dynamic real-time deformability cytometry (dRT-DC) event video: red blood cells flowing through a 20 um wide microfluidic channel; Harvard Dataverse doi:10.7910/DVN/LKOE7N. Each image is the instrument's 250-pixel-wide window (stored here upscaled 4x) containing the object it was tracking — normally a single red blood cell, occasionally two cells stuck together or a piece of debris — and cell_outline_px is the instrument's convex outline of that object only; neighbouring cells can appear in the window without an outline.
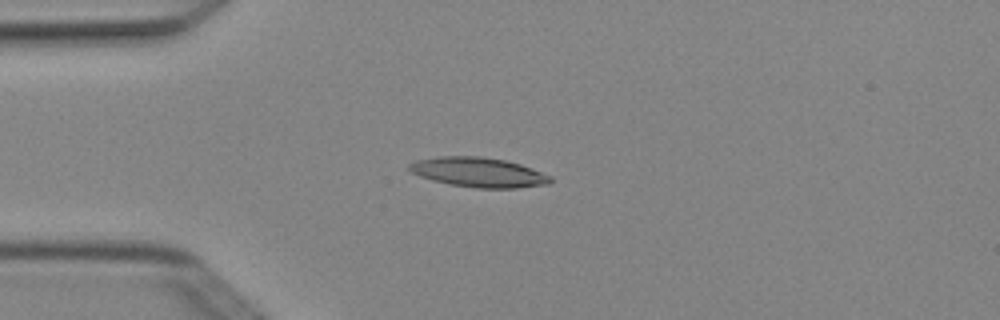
{"species": "Egyptian fruit bat (a non-hibernating species)", "species_latin": "Rousettus aegyptiacus", "temperature_condition": "cold", "stored_images_in_passage": 4, "camera_frame_rate_fps": 3000, "um_per_image_px": 0.085, "animal": {"sex": "female"}, "frame": {"image": 1, "passage_image": 4, "time_ms": 1.0, "image_size_px": [1000, 320], "cell_outline_px": [[552, 180], [548, 184], [516, 188], [476, 188], [448, 184], [432, 180], [420, 176], [412, 172], [408, 168], [408, 164], [416, 160], [440, 156], [480, 156], [504, 160], [520, 164], [532, 168], [552, 176]], "centroid_in_image_um": [40.67, 14.64], "position_along_channel_um": 44.3, "area_um2": 24.45}}